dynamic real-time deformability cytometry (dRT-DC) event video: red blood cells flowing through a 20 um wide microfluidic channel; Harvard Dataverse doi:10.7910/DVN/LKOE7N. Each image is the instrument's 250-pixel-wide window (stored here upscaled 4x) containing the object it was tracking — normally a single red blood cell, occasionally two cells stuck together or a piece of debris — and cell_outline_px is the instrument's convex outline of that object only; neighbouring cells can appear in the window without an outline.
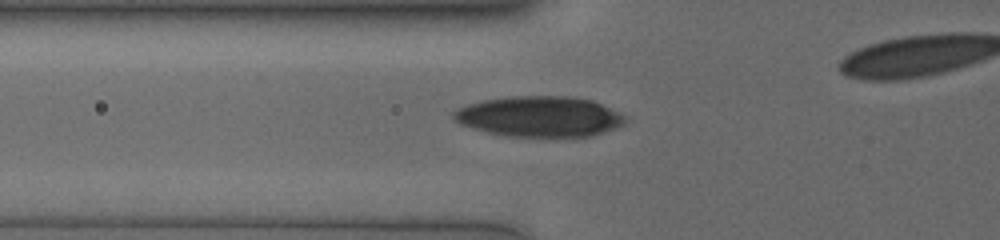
{"species": "human", "species_latin": "Homo sapiens", "temperature_condition": "cold", "stored_images_in_passage": 29, "camera_frame_rate_fps": 3000, "um_per_image_px": 0.085, "donor": {"sex": "male"}, "frame": {"image": 1, "passage_image": 2, "time_ms": 0.333, "image_size_px": [1000, 240], "cell_outline_px": [[624, 124], [616, 128], [592, 136], [572, 140], [544, 140], [504, 136], [484, 132], [460, 124], [452, 116], [452, 112], [456, 108], [468, 104], [484, 100], [512, 96], [568, 96], [592, 100], [624, 116]], "centroid_in_image_um": [45.84, 9.98], "position_along_channel_um": 80.0, "area_um2": 42.02}}
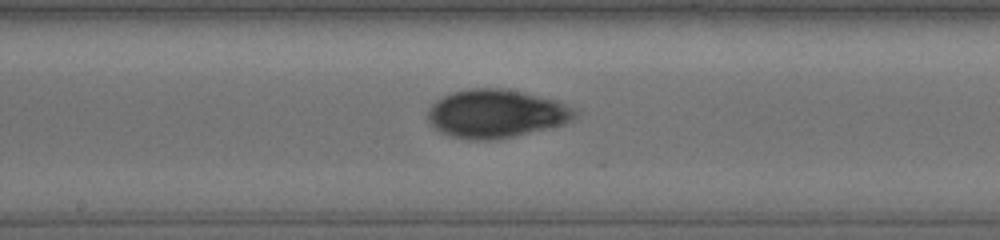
{"frame": {"image": 2, "passage_image": 12, "time_ms": 3.667, "image_size_px": [1000, 240], "cell_outline_px": [[576, 116], [572, 120], [564, 124], [548, 128], [512, 136], [492, 140], [472, 140], [448, 136], [440, 132], [428, 120], [428, 112], [432, 104], [436, 100], [452, 92], [472, 88], [500, 88], [520, 92], [556, 100], [572, 108], [576, 112]], "centroid_in_image_um": [42.14, 9.67], "position_along_channel_um": 206.1, "area_um2": 40.98}}
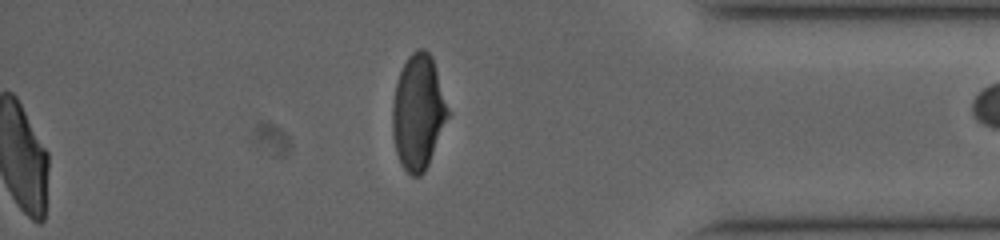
{"frame": {"image": 3, "passage_image": 29, "time_ms": 9.333, "image_size_px": [1000, 240], "cell_outline_px": [[448, 116], [428, 164], [424, 172], [420, 176], [412, 176], [400, 164], [396, 152], [392, 136], [392, 108], [396, 84], [400, 72], [408, 56], [416, 48], [424, 48], [432, 56], [448, 108]], "centroid_in_image_um": [35.52, 9.52], "position_along_channel_um": 399.7, "area_um2": 36.76}, "authors_computed_cell_mechanics": {"area_um2": 39.6508, "velocity_mm_per_s": 3.7758, "shape_relaxation_time_tau1_ms": 4.2485, "shape_relaxation_time_tau2_ms": 1.5219, "deformation_change_tau1": 0.1571, "deformation_change_tau2": 0.0485}}